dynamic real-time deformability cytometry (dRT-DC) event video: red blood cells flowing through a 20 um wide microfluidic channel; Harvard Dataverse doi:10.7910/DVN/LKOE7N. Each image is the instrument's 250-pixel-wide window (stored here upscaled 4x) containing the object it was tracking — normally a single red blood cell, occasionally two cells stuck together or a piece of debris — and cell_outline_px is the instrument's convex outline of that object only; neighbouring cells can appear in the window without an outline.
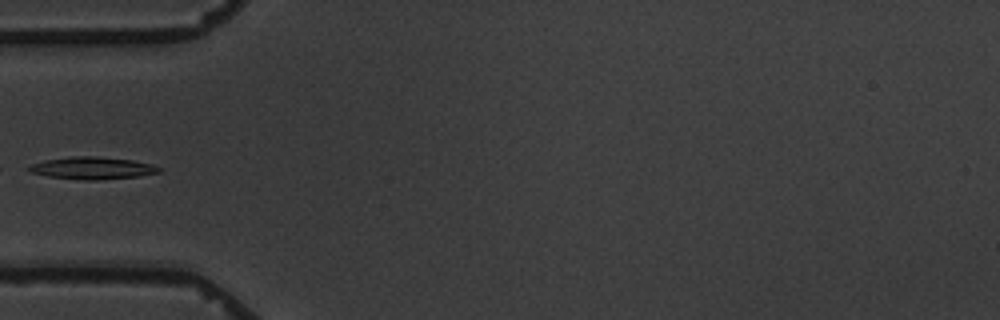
{"species": "common noctule bat (a hibernating species)", "species_latin": "Nyctalus noctula", "temperature_condition": "warm", "stored_images_in_passage": 2, "camera_frame_rate_fps": 3000, "um_per_image_px": 0.085, "animal": {"sex": "male", "body_mass_g": 19.5, "forearm_length_mm": 54.6}, "frame": {"image": 1, "passage_image": 2, "time_ms": 1.0, "image_size_px": [1000, 320], "cell_outline_px": [[160, 172], [140, 176], [96, 180], [84, 180], [48, 176], [32, 172], [24, 168], [32, 164], [44, 160], [68, 156], [100, 156], [132, 160], [152, 164], [160, 168]], "centroid_in_image_um": [7.83, 14.27], "position_along_channel_um": 77.2, "area_um2": 16.94}}